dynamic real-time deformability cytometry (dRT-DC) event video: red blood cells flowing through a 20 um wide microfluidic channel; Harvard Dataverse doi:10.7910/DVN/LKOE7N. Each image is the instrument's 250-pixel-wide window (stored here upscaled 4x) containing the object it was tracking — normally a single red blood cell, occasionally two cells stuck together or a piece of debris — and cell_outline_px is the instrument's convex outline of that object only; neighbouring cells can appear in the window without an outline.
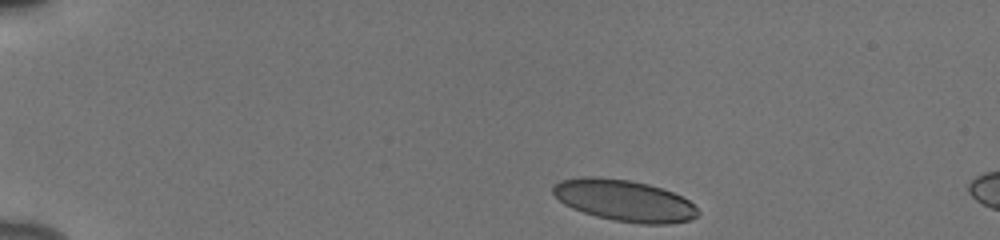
{"species": "human", "species_latin": "Homo sapiens", "temperature_condition": "cold", "stored_images_in_passage": 7, "camera_frame_rate_fps": 3000, "um_per_image_px": 0.085, "donor": {"sex": "male"}, "frame": {"image": 1, "passage_image": 1, "time_ms": 0.0, "image_size_px": [1000, 240], "cell_outline_px": [[700, 212], [696, 216], [688, 220], [668, 224], [640, 224], [616, 220], [596, 216], [572, 208], [564, 204], [552, 192], [552, 184], [560, 180], [580, 176], [596, 176], [628, 180], [648, 184], [672, 192], [688, 200]], "centroid_in_image_um": [53.02, 17.03], "position_along_channel_um": 32.0, "area_um2": 34.85}}